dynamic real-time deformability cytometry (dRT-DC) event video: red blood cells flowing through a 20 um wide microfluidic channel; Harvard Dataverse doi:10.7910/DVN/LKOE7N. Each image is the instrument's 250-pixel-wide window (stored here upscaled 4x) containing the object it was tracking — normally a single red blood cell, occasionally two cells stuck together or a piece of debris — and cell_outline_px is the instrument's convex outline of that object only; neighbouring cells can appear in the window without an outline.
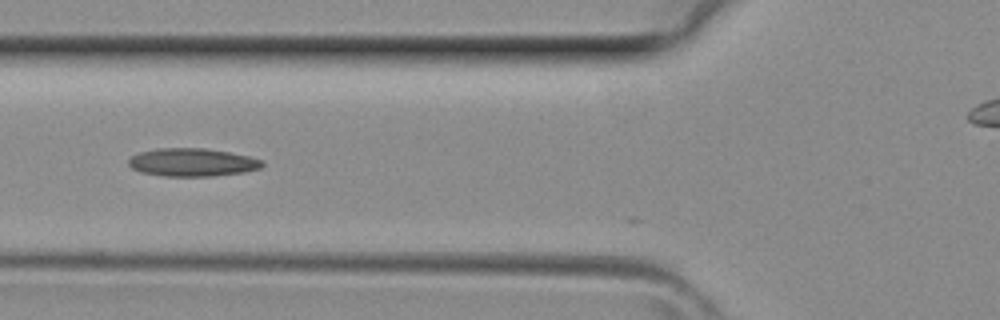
{"species": "common noctule bat (a hibernating species)", "species_latin": "Nyctalus noctula", "temperature_condition": "room temperature", "stored_images_in_passage": 5, "camera_frame_rate_fps": 3000, "um_per_image_px": 0.085, "animal": {"sex": "female", "body_mass_g": 29.2, "forearm_length_mm": 56.3}, "frame": {"image": 1, "passage_image": 5, "time_ms": 1.333, "image_size_px": [1000, 320], "cell_outline_px": [[264, 164], [260, 168], [244, 172], [212, 176], [164, 176], [140, 172], [132, 168], [128, 164], [128, 160], [132, 156], [140, 152], [156, 148], [204, 148], [228, 152], [248, 156], [264, 160]], "centroid_in_image_um": [16.34, 13.8], "position_along_channel_um": 109.5, "area_um2": 21.85}}